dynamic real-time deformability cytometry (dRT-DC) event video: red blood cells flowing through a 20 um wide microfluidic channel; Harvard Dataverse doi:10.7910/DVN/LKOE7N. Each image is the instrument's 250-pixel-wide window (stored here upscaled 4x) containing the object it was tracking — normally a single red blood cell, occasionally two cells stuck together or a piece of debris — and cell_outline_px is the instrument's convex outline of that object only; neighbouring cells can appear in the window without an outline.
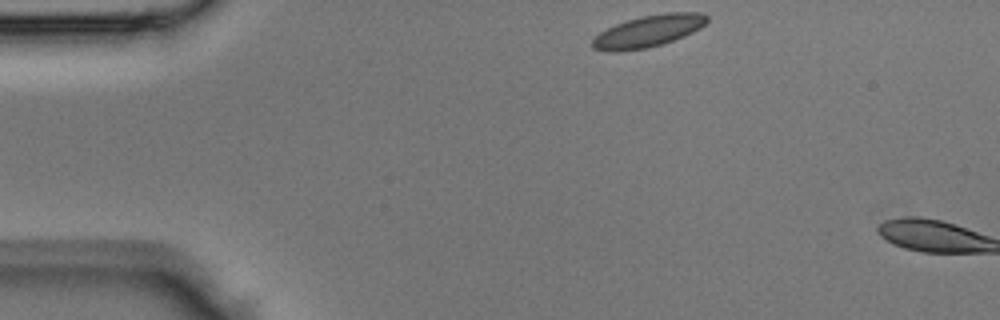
{"species": "Egyptian fruit bat (a non-hibernating species)", "species_latin": "Rousettus aegyptiacus", "temperature_condition": "room temperature", "stored_images_in_passage": 3, "camera_frame_rate_fps": 3000, "um_per_image_px": 0.085, "animal": {"sex": "male"}, "frame": {"image": 1, "passage_image": 1, "time_ms": 0.0, "image_size_px": [1000, 320], "cell_outline_px": [[708, 20], [700, 28], [684, 36], [648, 48], [616, 52], [608, 52], [592, 48], [592, 40], [600, 32], [616, 24], [640, 16], [668, 12], [700, 12], [708, 16]], "centroid_in_image_um": [55.1, 2.65], "position_along_channel_um": 29.9, "area_um2": 21.15}}